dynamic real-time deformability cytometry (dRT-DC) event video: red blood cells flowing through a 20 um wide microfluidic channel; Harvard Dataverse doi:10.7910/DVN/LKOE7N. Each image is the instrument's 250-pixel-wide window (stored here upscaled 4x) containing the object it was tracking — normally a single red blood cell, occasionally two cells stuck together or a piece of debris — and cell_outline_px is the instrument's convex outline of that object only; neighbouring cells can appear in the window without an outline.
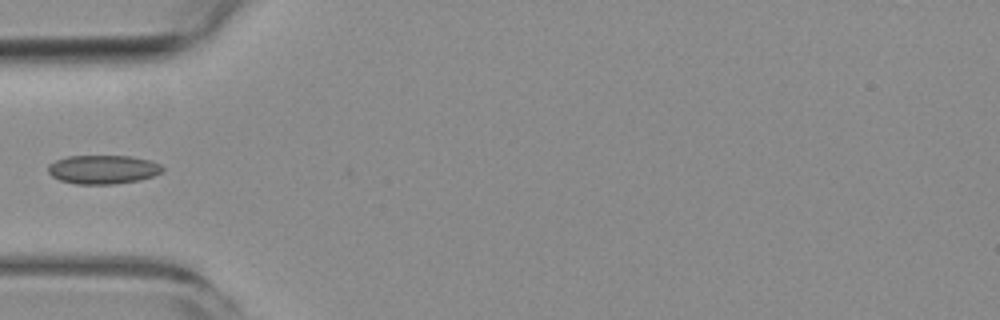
{"species": "common noctule bat (a hibernating species)", "species_latin": "Nyctalus noctula", "temperature_condition": "room temperature", "stored_images_in_passage": 1, "camera_frame_rate_fps": 3000, "um_per_image_px": 0.085, "animal": {"sex": "female", "body_mass_g": 19.3, "forearm_length_mm": 54.1}, "frame": {"image": 1, "passage_image": 1, "time_ms": 0.0, "image_size_px": [1000, 320], "cell_outline_px": [[164, 168], [160, 172], [152, 176], [140, 180], [116, 184], [76, 184], [60, 180], [52, 176], [48, 172], [48, 164], [56, 160], [68, 156], [132, 156], [148, 160], [160, 164]], "centroid_in_image_um": [8.74, 14.4], "position_along_channel_um": 76.3, "area_um2": 19.19}}